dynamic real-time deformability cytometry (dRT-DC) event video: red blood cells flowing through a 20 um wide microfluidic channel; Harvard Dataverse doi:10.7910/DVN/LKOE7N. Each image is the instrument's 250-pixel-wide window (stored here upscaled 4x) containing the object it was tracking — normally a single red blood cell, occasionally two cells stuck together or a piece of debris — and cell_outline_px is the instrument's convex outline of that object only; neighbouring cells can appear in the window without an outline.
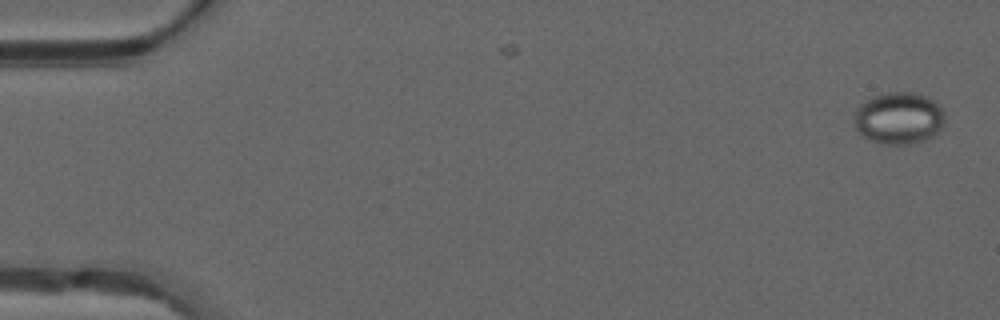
{"species": "common noctule bat (a hibernating species)", "species_latin": "Nyctalus noctula", "temperature_condition": "warm", "stored_images_in_passage": 6, "camera_frame_rate_fps": 3000, "um_per_image_px": 0.085, "animal": {"sex": "male", "forearm_length_mm": 52.5}, "frame": {"image": 1, "passage_image": 1, "time_ms": 0.0, "image_size_px": [1000, 320], "cell_outline_px": [[944, 120], [940, 128], [928, 140], [908, 144], [884, 144], [872, 140], [864, 136], [852, 124], [856, 108], [864, 100], [872, 96], [888, 92], [912, 92], [928, 96], [944, 112]], "centroid_in_image_um": [76.36, 10.03], "position_along_channel_um": 8.6, "area_um2": 27.51}}